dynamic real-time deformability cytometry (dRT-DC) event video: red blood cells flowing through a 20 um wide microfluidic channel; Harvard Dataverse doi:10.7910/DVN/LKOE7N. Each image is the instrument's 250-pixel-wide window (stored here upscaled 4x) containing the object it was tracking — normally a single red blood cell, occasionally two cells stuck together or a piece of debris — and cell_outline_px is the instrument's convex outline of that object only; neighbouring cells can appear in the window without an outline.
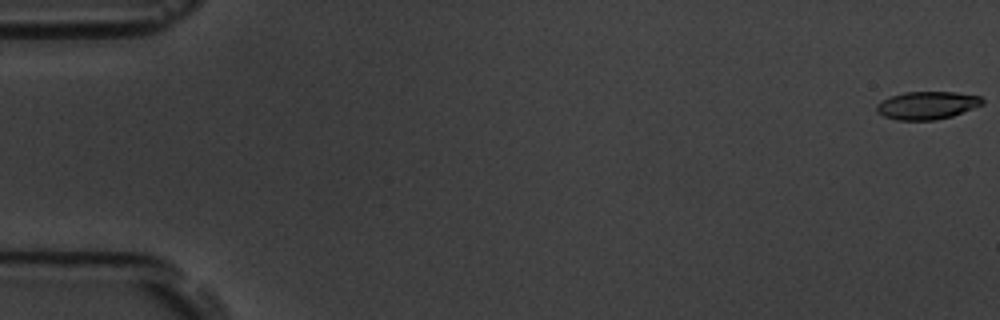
{"species": "common noctule bat (a hibernating species)", "species_latin": "Nyctalus noctula", "temperature_condition": "room temperature", "stored_images_in_passage": 5, "camera_frame_rate_fps": 3000, "um_per_image_px": 0.085, "animal": {"sex": "male", "body_mass_g": 19.5, "forearm_length_mm": 54.6}, "frame": {"image": 1, "passage_image": 1, "time_ms": 0.0, "image_size_px": [1000, 320], "cell_outline_px": [[984, 104], [952, 116], [936, 120], [896, 120], [884, 116], [876, 112], [876, 104], [892, 96], [904, 92], [956, 92], [980, 96], [984, 100]], "centroid_in_image_um": [78.81, 8.96], "position_along_channel_um": 6.2, "area_um2": 17.17}}
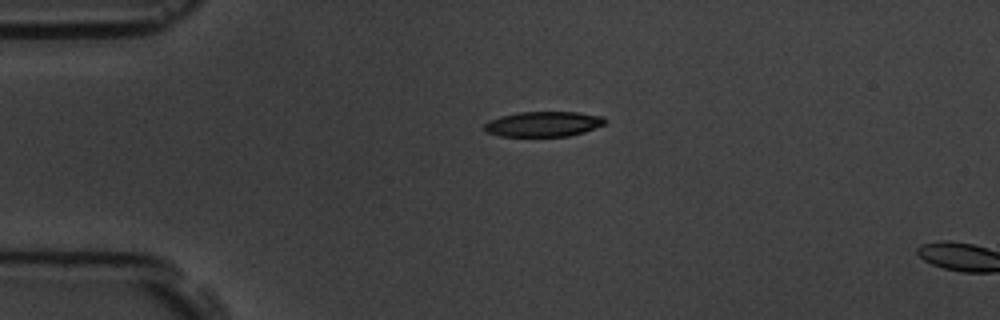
{"frame": {"image": 2, "passage_image": 4, "time_ms": 4.333, "image_size_px": [1000, 320], "cell_outline_px": [[608, 120], [604, 124], [584, 132], [568, 136], [500, 136], [484, 132], [484, 124], [488, 120], [500, 116], [520, 112], [576, 112], [604, 116]], "centroid_in_image_um": [46.17, 10.54], "position_along_channel_um": 38.8, "area_um2": 17.8}}